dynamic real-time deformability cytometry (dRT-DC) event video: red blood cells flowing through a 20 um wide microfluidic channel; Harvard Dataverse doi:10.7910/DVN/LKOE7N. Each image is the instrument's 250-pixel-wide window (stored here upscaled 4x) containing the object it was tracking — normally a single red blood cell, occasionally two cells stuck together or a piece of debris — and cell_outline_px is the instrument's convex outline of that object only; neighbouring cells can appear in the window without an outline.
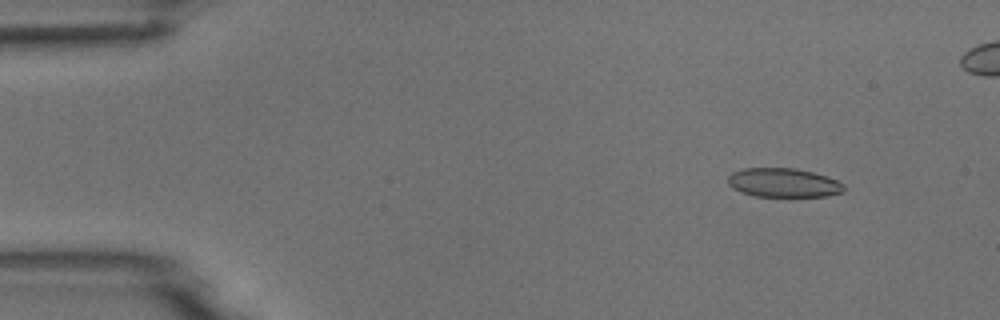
{"species": "common noctule bat (a hibernating species)", "species_latin": "Nyctalus noctula", "temperature_condition": "room temperature", "stored_images_in_passage": 4, "camera_frame_rate_fps": 3000, "um_per_image_px": 0.085, "animal": {"sex": "male", "body_mass_g": 18.8}, "frame": {"image": 1, "passage_image": 1, "time_ms": 0.0, "image_size_px": [1000, 320], "cell_outline_px": [[844, 192], [824, 196], [792, 200], [752, 196], [740, 192], [732, 188], [728, 184], [728, 176], [732, 172], [744, 168], [796, 168], [812, 172], [836, 180], [844, 184]], "centroid_in_image_um": [66.58, 15.59], "position_along_channel_um": 18.4, "area_um2": 20.63}}